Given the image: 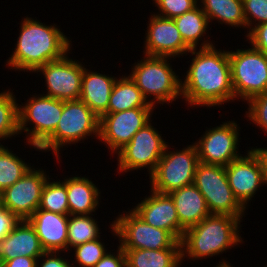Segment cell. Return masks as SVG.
<instances>
[{
  "label": "cell",
  "instance_id": "cell-1",
  "mask_svg": "<svg viewBox=\"0 0 267 267\" xmlns=\"http://www.w3.org/2000/svg\"><path fill=\"white\" fill-rule=\"evenodd\" d=\"M216 46L191 49L187 53L192 59L186 75H183L185 78L181 79V92L182 101L185 100L190 108L221 107L236 100L228 50L217 49Z\"/></svg>",
  "mask_w": 267,
  "mask_h": 267
},
{
  "label": "cell",
  "instance_id": "cell-2",
  "mask_svg": "<svg viewBox=\"0 0 267 267\" xmlns=\"http://www.w3.org/2000/svg\"><path fill=\"white\" fill-rule=\"evenodd\" d=\"M19 24L17 42L12 48L14 51L5 63L9 69L34 73L39 67L73 50L70 37L56 24L46 25L28 15Z\"/></svg>",
  "mask_w": 267,
  "mask_h": 267
},
{
  "label": "cell",
  "instance_id": "cell-3",
  "mask_svg": "<svg viewBox=\"0 0 267 267\" xmlns=\"http://www.w3.org/2000/svg\"><path fill=\"white\" fill-rule=\"evenodd\" d=\"M241 221L239 217L210 214L186 229L181 240L182 263L185 258L197 262L206 260L244 244L240 235Z\"/></svg>",
  "mask_w": 267,
  "mask_h": 267
},
{
  "label": "cell",
  "instance_id": "cell-4",
  "mask_svg": "<svg viewBox=\"0 0 267 267\" xmlns=\"http://www.w3.org/2000/svg\"><path fill=\"white\" fill-rule=\"evenodd\" d=\"M143 55L141 60L132 64L129 76L147 101L156 107L157 104L169 106L178 98L182 99L181 77L170 64L175 58Z\"/></svg>",
  "mask_w": 267,
  "mask_h": 267
},
{
  "label": "cell",
  "instance_id": "cell-5",
  "mask_svg": "<svg viewBox=\"0 0 267 267\" xmlns=\"http://www.w3.org/2000/svg\"><path fill=\"white\" fill-rule=\"evenodd\" d=\"M100 118L80 99L63 101V111L55 131L38 147L39 152H49L60 159L65 146L99 138ZM93 136V137H92ZM82 141V142H81ZM62 148V149H61Z\"/></svg>",
  "mask_w": 267,
  "mask_h": 267
},
{
  "label": "cell",
  "instance_id": "cell-6",
  "mask_svg": "<svg viewBox=\"0 0 267 267\" xmlns=\"http://www.w3.org/2000/svg\"><path fill=\"white\" fill-rule=\"evenodd\" d=\"M30 96L32 97L24 104L18 103V128L20 134L25 132L26 142L24 143L28 142L30 147L39 151L38 147L58 125L63 111V101L44 94L34 93Z\"/></svg>",
  "mask_w": 267,
  "mask_h": 267
},
{
  "label": "cell",
  "instance_id": "cell-7",
  "mask_svg": "<svg viewBox=\"0 0 267 267\" xmlns=\"http://www.w3.org/2000/svg\"><path fill=\"white\" fill-rule=\"evenodd\" d=\"M228 55L231 82L237 101L247 103L251 98L267 92L266 54L250 46L247 49L228 50Z\"/></svg>",
  "mask_w": 267,
  "mask_h": 267
},
{
  "label": "cell",
  "instance_id": "cell-8",
  "mask_svg": "<svg viewBox=\"0 0 267 267\" xmlns=\"http://www.w3.org/2000/svg\"><path fill=\"white\" fill-rule=\"evenodd\" d=\"M129 210L123 211L109 224L122 249H181V242L169 231L148 225L132 209Z\"/></svg>",
  "mask_w": 267,
  "mask_h": 267
},
{
  "label": "cell",
  "instance_id": "cell-9",
  "mask_svg": "<svg viewBox=\"0 0 267 267\" xmlns=\"http://www.w3.org/2000/svg\"><path fill=\"white\" fill-rule=\"evenodd\" d=\"M167 144L164 154L159 160L155 171L149 176L150 188L156 192H170L194 183L195 170L199 163L197 149L191 145L182 150L169 151Z\"/></svg>",
  "mask_w": 267,
  "mask_h": 267
},
{
  "label": "cell",
  "instance_id": "cell-10",
  "mask_svg": "<svg viewBox=\"0 0 267 267\" xmlns=\"http://www.w3.org/2000/svg\"><path fill=\"white\" fill-rule=\"evenodd\" d=\"M205 198L211 214L245 217L246 209L234 197L225 166L199 162L193 183Z\"/></svg>",
  "mask_w": 267,
  "mask_h": 267
},
{
  "label": "cell",
  "instance_id": "cell-11",
  "mask_svg": "<svg viewBox=\"0 0 267 267\" xmlns=\"http://www.w3.org/2000/svg\"><path fill=\"white\" fill-rule=\"evenodd\" d=\"M151 122L138 130L131 141L115 154L118 174L146 168L150 176L155 171L168 142Z\"/></svg>",
  "mask_w": 267,
  "mask_h": 267
},
{
  "label": "cell",
  "instance_id": "cell-12",
  "mask_svg": "<svg viewBox=\"0 0 267 267\" xmlns=\"http://www.w3.org/2000/svg\"><path fill=\"white\" fill-rule=\"evenodd\" d=\"M155 108L136 107L117 113H104L100 117L99 142L106 145L111 155L116 154L138 130L151 121Z\"/></svg>",
  "mask_w": 267,
  "mask_h": 267
},
{
  "label": "cell",
  "instance_id": "cell-13",
  "mask_svg": "<svg viewBox=\"0 0 267 267\" xmlns=\"http://www.w3.org/2000/svg\"><path fill=\"white\" fill-rule=\"evenodd\" d=\"M239 125L237 121L229 120L216 127L210 126L204 131L202 137L194 142L199 162L227 166L241 157L243 154L239 152Z\"/></svg>",
  "mask_w": 267,
  "mask_h": 267
},
{
  "label": "cell",
  "instance_id": "cell-14",
  "mask_svg": "<svg viewBox=\"0 0 267 267\" xmlns=\"http://www.w3.org/2000/svg\"><path fill=\"white\" fill-rule=\"evenodd\" d=\"M69 53L71 52L46 63L34 72L40 76L42 74L45 79L44 95L62 101L80 99L84 65L79 60L69 58Z\"/></svg>",
  "mask_w": 267,
  "mask_h": 267
},
{
  "label": "cell",
  "instance_id": "cell-15",
  "mask_svg": "<svg viewBox=\"0 0 267 267\" xmlns=\"http://www.w3.org/2000/svg\"><path fill=\"white\" fill-rule=\"evenodd\" d=\"M31 167L1 194V205L19 220H27L39 207L42 189L49 178L43 168Z\"/></svg>",
  "mask_w": 267,
  "mask_h": 267
},
{
  "label": "cell",
  "instance_id": "cell-16",
  "mask_svg": "<svg viewBox=\"0 0 267 267\" xmlns=\"http://www.w3.org/2000/svg\"><path fill=\"white\" fill-rule=\"evenodd\" d=\"M246 152L225 166V170L234 197L245 209H248L252 198L260 187L267 185V181L260 156L253 148Z\"/></svg>",
  "mask_w": 267,
  "mask_h": 267
},
{
  "label": "cell",
  "instance_id": "cell-17",
  "mask_svg": "<svg viewBox=\"0 0 267 267\" xmlns=\"http://www.w3.org/2000/svg\"><path fill=\"white\" fill-rule=\"evenodd\" d=\"M145 31L143 54L164 57H184L191 50L183 41L173 19L150 14Z\"/></svg>",
  "mask_w": 267,
  "mask_h": 267
},
{
  "label": "cell",
  "instance_id": "cell-18",
  "mask_svg": "<svg viewBox=\"0 0 267 267\" xmlns=\"http://www.w3.org/2000/svg\"><path fill=\"white\" fill-rule=\"evenodd\" d=\"M149 189L150 194L131 209L148 225L169 231L181 242L185 229L179 223L174 201L169 194Z\"/></svg>",
  "mask_w": 267,
  "mask_h": 267
},
{
  "label": "cell",
  "instance_id": "cell-19",
  "mask_svg": "<svg viewBox=\"0 0 267 267\" xmlns=\"http://www.w3.org/2000/svg\"><path fill=\"white\" fill-rule=\"evenodd\" d=\"M69 215L37 209L27 220L45 251L67 253Z\"/></svg>",
  "mask_w": 267,
  "mask_h": 267
},
{
  "label": "cell",
  "instance_id": "cell-20",
  "mask_svg": "<svg viewBox=\"0 0 267 267\" xmlns=\"http://www.w3.org/2000/svg\"><path fill=\"white\" fill-rule=\"evenodd\" d=\"M45 250L28 220H20L0 241V262L16 257L39 258Z\"/></svg>",
  "mask_w": 267,
  "mask_h": 267
},
{
  "label": "cell",
  "instance_id": "cell-21",
  "mask_svg": "<svg viewBox=\"0 0 267 267\" xmlns=\"http://www.w3.org/2000/svg\"><path fill=\"white\" fill-rule=\"evenodd\" d=\"M117 77L92 71L84 66L80 100L99 118L107 111Z\"/></svg>",
  "mask_w": 267,
  "mask_h": 267
},
{
  "label": "cell",
  "instance_id": "cell-22",
  "mask_svg": "<svg viewBox=\"0 0 267 267\" xmlns=\"http://www.w3.org/2000/svg\"><path fill=\"white\" fill-rule=\"evenodd\" d=\"M89 177H66V191L70 215L96 213L101 201V191Z\"/></svg>",
  "mask_w": 267,
  "mask_h": 267
},
{
  "label": "cell",
  "instance_id": "cell-23",
  "mask_svg": "<svg viewBox=\"0 0 267 267\" xmlns=\"http://www.w3.org/2000/svg\"><path fill=\"white\" fill-rule=\"evenodd\" d=\"M169 195L174 201L179 223L185 230L211 214L205 198L194 184L174 190Z\"/></svg>",
  "mask_w": 267,
  "mask_h": 267
},
{
  "label": "cell",
  "instance_id": "cell-24",
  "mask_svg": "<svg viewBox=\"0 0 267 267\" xmlns=\"http://www.w3.org/2000/svg\"><path fill=\"white\" fill-rule=\"evenodd\" d=\"M173 20L184 43L190 49L207 48L215 45L213 41H210L211 37L208 34V28L211 24L200 5ZM206 34L207 36H205Z\"/></svg>",
  "mask_w": 267,
  "mask_h": 267
},
{
  "label": "cell",
  "instance_id": "cell-25",
  "mask_svg": "<svg viewBox=\"0 0 267 267\" xmlns=\"http://www.w3.org/2000/svg\"><path fill=\"white\" fill-rule=\"evenodd\" d=\"M136 107H155L143 96L129 75L117 77L105 113H117Z\"/></svg>",
  "mask_w": 267,
  "mask_h": 267
},
{
  "label": "cell",
  "instance_id": "cell-26",
  "mask_svg": "<svg viewBox=\"0 0 267 267\" xmlns=\"http://www.w3.org/2000/svg\"><path fill=\"white\" fill-rule=\"evenodd\" d=\"M198 2L208 17L209 23L212 24L215 21L228 27L246 30L242 0H199Z\"/></svg>",
  "mask_w": 267,
  "mask_h": 267
},
{
  "label": "cell",
  "instance_id": "cell-27",
  "mask_svg": "<svg viewBox=\"0 0 267 267\" xmlns=\"http://www.w3.org/2000/svg\"><path fill=\"white\" fill-rule=\"evenodd\" d=\"M126 267H180L181 249H123Z\"/></svg>",
  "mask_w": 267,
  "mask_h": 267
},
{
  "label": "cell",
  "instance_id": "cell-28",
  "mask_svg": "<svg viewBox=\"0 0 267 267\" xmlns=\"http://www.w3.org/2000/svg\"><path fill=\"white\" fill-rule=\"evenodd\" d=\"M90 215H69L68 218V239H67V251H71V247L74 248L83 243L96 240L102 235L101 228H99V222L97 218L94 219Z\"/></svg>",
  "mask_w": 267,
  "mask_h": 267
},
{
  "label": "cell",
  "instance_id": "cell-29",
  "mask_svg": "<svg viewBox=\"0 0 267 267\" xmlns=\"http://www.w3.org/2000/svg\"><path fill=\"white\" fill-rule=\"evenodd\" d=\"M14 151L7 146L0 144V191L12 186L18 181L33 165L18 157Z\"/></svg>",
  "mask_w": 267,
  "mask_h": 267
},
{
  "label": "cell",
  "instance_id": "cell-30",
  "mask_svg": "<svg viewBox=\"0 0 267 267\" xmlns=\"http://www.w3.org/2000/svg\"><path fill=\"white\" fill-rule=\"evenodd\" d=\"M13 93L10 88L0 93V141H6L20 135L18 128V102Z\"/></svg>",
  "mask_w": 267,
  "mask_h": 267
},
{
  "label": "cell",
  "instance_id": "cell-31",
  "mask_svg": "<svg viewBox=\"0 0 267 267\" xmlns=\"http://www.w3.org/2000/svg\"><path fill=\"white\" fill-rule=\"evenodd\" d=\"M48 178L41 194L38 209L45 211L70 215L66 191V177L64 180L51 181Z\"/></svg>",
  "mask_w": 267,
  "mask_h": 267
},
{
  "label": "cell",
  "instance_id": "cell-32",
  "mask_svg": "<svg viewBox=\"0 0 267 267\" xmlns=\"http://www.w3.org/2000/svg\"><path fill=\"white\" fill-rule=\"evenodd\" d=\"M101 240V238H98L71 248L69 253H72V250H74L73 256L75 257V260L71 262L72 266L77 267L78 264V267H94L108 251L107 245Z\"/></svg>",
  "mask_w": 267,
  "mask_h": 267
},
{
  "label": "cell",
  "instance_id": "cell-33",
  "mask_svg": "<svg viewBox=\"0 0 267 267\" xmlns=\"http://www.w3.org/2000/svg\"><path fill=\"white\" fill-rule=\"evenodd\" d=\"M158 12L155 15L174 19L199 5V0H152Z\"/></svg>",
  "mask_w": 267,
  "mask_h": 267
},
{
  "label": "cell",
  "instance_id": "cell-34",
  "mask_svg": "<svg viewBox=\"0 0 267 267\" xmlns=\"http://www.w3.org/2000/svg\"><path fill=\"white\" fill-rule=\"evenodd\" d=\"M248 104V111H245V117L250 121L249 124L261 128L262 131L267 133V92L251 98ZM252 122V123H251Z\"/></svg>",
  "mask_w": 267,
  "mask_h": 267
},
{
  "label": "cell",
  "instance_id": "cell-35",
  "mask_svg": "<svg viewBox=\"0 0 267 267\" xmlns=\"http://www.w3.org/2000/svg\"><path fill=\"white\" fill-rule=\"evenodd\" d=\"M248 33L254 26L267 22V0H242Z\"/></svg>",
  "mask_w": 267,
  "mask_h": 267
},
{
  "label": "cell",
  "instance_id": "cell-36",
  "mask_svg": "<svg viewBox=\"0 0 267 267\" xmlns=\"http://www.w3.org/2000/svg\"><path fill=\"white\" fill-rule=\"evenodd\" d=\"M245 36L248 44L267 55V22L254 26Z\"/></svg>",
  "mask_w": 267,
  "mask_h": 267
},
{
  "label": "cell",
  "instance_id": "cell-37",
  "mask_svg": "<svg viewBox=\"0 0 267 267\" xmlns=\"http://www.w3.org/2000/svg\"><path fill=\"white\" fill-rule=\"evenodd\" d=\"M62 252L45 251L38 259L36 267H73L69 261L71 259L65 258Z\"/></svg>",
  "mask_w": 267,
  "mask_h": 267
},
{
  "label": "cell",
  "instance_id": "cell-38",
  "mask_svg": "<svg viewBox=\"0 0 267 267\" xmlns=\"http://www.w3.org/2000/svg\"><path fill=\"white\" fill-rule=\"evenodd\" d=\"M108 250L94 267H126V256L124 250L118 245L117 250Z\"/></svg>",
  "mask_w": 267,
  "mask_h": 267
},
{
  "label": "cell",
  "instance_id": "cell-39",
  "mask_svg": "<svg viewBox=\"0 0 267 267\" xmlns=\"http://www.w3.org/2000/svg\"><path fill=\"white\" fill-rule=\"evenodd\" d=\"M20 220L3 205H0V241L8 235Z\"/></svg>",
  "mask_w": 267,
  "mask_h": 267
},
{
  "label": "cell",
  "instance_id": "cell-40",
  "mask_svg": "<svg viewBox=\"0 0 267 267\" xmlns=\"http://www.w3.org/2000/svg\"><path fill=\"white\" fill-rule=\"evenodd\" d=\"M38 258H30V257H16L14 259L8 261H1L7 267H36Z\"/></svg>",
  "mask_w": 267,
  "mask_h": 267
},
{
  "label": "cell",
  "instance_id": "cell-41",
  "mask_svg": "<svg viewBox=\"0 0 267 267\" xmlns=\"http://www.w3.org/2000/svg\"><path fill=\"white\" fill-rule=\"evenodd\" d=\"M255 152L260 156L261 160H262V163H263V167H264V174H265V178H266V181H267V147L266 148H258L256 146L255 147H252Z\"/></svg>",
  "mask_w": 267,
  "mask_h": 267
},
{
  "label": "cell",
  "instance_id": "cell-42",
  "mask_svg": "<svg viewBox=\"0 0 267 267\" xmlns=\"http://www.w3.org/2000/svg\"><path fill=\"white\" fill-rule=\"evenodd\" d=\"M213 267H233V264H231L230 262L227 261V259H221V261H219V263L217 262L216 266Z\"/></svg>",
  "mask_w": 267,
  "mask_h": 267
},
{
  "label": "cell",
  "instance_id": "cell-43",
  "mask_svg": "<svg viewBox=\"0 0 267 267\" xmlns=\"http://www.w3.org/2000/svg\"><path fill=\"white\" fill-rule=\"evenodd\" d=\"M0 267H7L4 263L0 262Z\"/></svg>",
  "mask_w": 267,
  "mask_h": 267
},
{
  "label": "cell",
  "instance_id": "cell-44",
  "mask_svg": "<svg viewBox=\"0 0 267 267\" xmlns=\"http://www.w3.org/2000/svg\"><path fill=\"white\" fill-rule=\"evenodd\" d=\"M1 194H2V192L0 191V205H1Z\"/></svg>",
  "mask_w": 267,
  "mask_h": 267
}]
</instances>
